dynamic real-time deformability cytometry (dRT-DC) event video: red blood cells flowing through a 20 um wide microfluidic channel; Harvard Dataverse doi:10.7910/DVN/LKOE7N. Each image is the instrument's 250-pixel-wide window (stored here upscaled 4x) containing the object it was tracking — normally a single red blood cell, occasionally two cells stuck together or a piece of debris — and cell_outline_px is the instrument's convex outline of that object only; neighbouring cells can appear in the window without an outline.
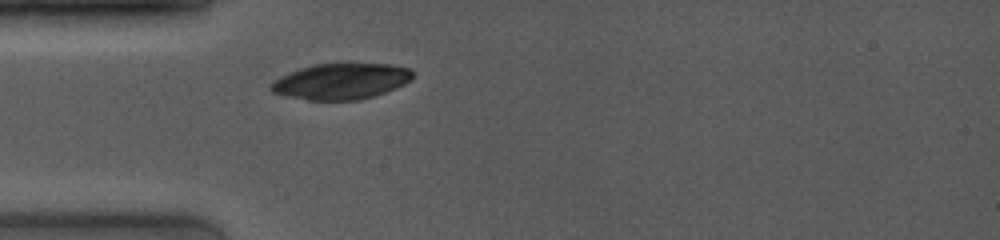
{"species": "common noctule bat (a hibernating species)", "species_latin": "Nyctalus noctula", "temperature_condition": "room temperature", "stored_images_in_passage": 38, "camera_frame_rate_fps": 4000, "um_per_image_px": 0.085, "animal": {"sex": "female", "body_mass_g": 19.0, "forearm_length_mm": 53.3}, "frame": {"image": 1, "passage_image": 1, "time_ms": 0.0, "image_size_px": [1000, 240], "cell_outline_px": [[412, 80], [396, 88], [360, 100], [308, 100], [284, 96], [272, 92], [268, 88], [268, 84], [280, 76], [300, 68], [316, 64], [392, 64], [408, 68], [412, 72]], "centroid_in_image_um": [28.94, 6.92], "position_along_channel_um": 56.1, "area_um2": 29.71}}
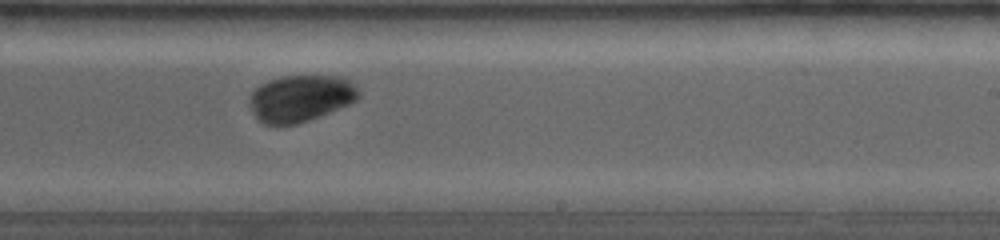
{"frame": {"image": 2, "passage_image": 22, "time_ms": 5.25, "image_size_px": [1000, 240], "cell_outline_px": [[360, 96], [356, 100], [348, 104], [308, 120], [296, 124], [264, 124], [252, 112], [248, 100], [248, 96], [260, 84], [268, 80], [280, 76], [340, 76], [348, 80], [360, 92]], "centroid_in_image_um": [25.51, 8.34], "position_along_channel_um": 263.5, "area_um2": 29.42}}
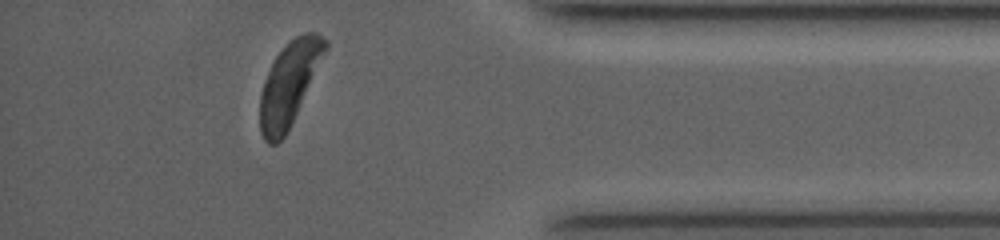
{"frame": {"image": 3, "passage_image": 38, "time_ms": 9.25, "image_size_px": [1000, 240], "cell_outline_px": [[328, 48], [284, 136], [276, 144], [268, 144], [264, 140], [260, 132], [260, 92], [264, 80], [276, 56], [288, 40], [304, 32], [316, 32], [328, 40]], "centroid_in_image_um": [24.57, 7.07], "position_along_channel_um": 410.6, "area_um2": 31.1}}